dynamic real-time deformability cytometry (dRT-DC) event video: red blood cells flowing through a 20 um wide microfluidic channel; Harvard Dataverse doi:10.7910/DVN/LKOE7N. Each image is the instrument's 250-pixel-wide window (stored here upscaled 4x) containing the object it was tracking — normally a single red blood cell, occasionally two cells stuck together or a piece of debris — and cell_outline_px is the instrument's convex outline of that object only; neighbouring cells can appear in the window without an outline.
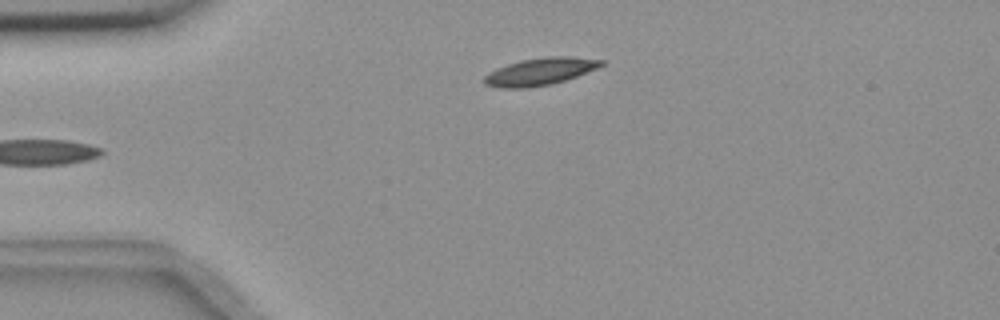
{"species": "common noctule bat (a hibernating species)", "species_latin": "Nyctalus noctula", "temperature_condition": "room temperature", "stored_images_in_passage": 4, "camera_frame_rate_fps": 3000, "um_per_image_px": 0.085, "animal": {"sex": "female", "body_mass_g": 18.4}, "frame": {"image": 1, "passage_image": 4, "time_ms": 1.0, "image_size_px": [1000, 320], "cell_outline_px": [[608, 60], [604, 64], [596, 68], [576, 76], [552, 84], [528, 88], [500, 88], [484, 84], [484, 76], [488, 72], [496, 68], [520, 60], [548, 56], [572, 56]], "centroid_in_image_um": [45.91, 6.07], "position_along_channel_um": 39.1, "area_um2": 18.73}}